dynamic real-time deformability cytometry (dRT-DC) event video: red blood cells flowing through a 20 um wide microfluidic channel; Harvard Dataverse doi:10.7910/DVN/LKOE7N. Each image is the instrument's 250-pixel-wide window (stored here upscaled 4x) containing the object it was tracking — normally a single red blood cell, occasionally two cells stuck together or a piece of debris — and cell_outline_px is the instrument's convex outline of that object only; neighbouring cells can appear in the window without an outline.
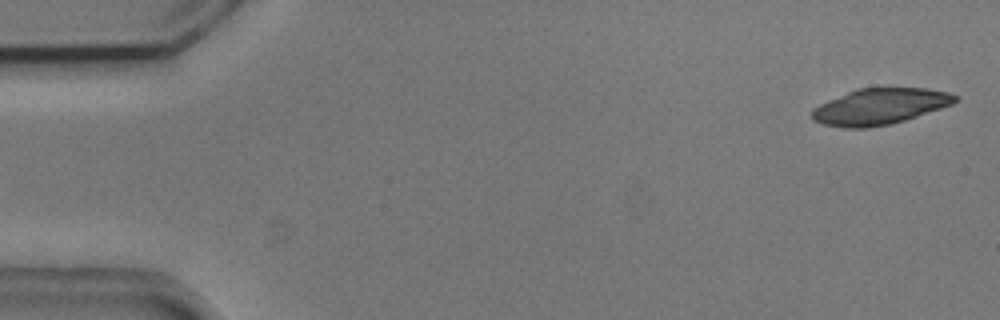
{"species": "common noctule bat (a hibernating species)", "species_latin": "Nyctalus noctula", "temperature_condition": "cold", "stored_images_in_passage": 4, "segment_of_instrument_passage": [2, 2], "camera_frame_rate_fps": 3000, "um_per_image_px": 0.085, "animal": {"sex": "male", "body_mass_g": 20.5, "forearm_length_mm": 52.5}, "frame": {"image": 1, "passage_image": 4, "time_ms": 1.0, "image_size_px": [1000, 320], "cell_outline_px": [[960, 100], [952, 104], [904, 120], [888, 124], [868, 128], [844, 128], [824, 124], [812, 120], [812, 108], [820, 104], [848, 92], [860, 88], [928, 88], [948, 92], [960, 96]], "centroid_in_image_um": [74.81, 9.05], "position_along_channel_um": 10.2, "area_um2": 29.88}}